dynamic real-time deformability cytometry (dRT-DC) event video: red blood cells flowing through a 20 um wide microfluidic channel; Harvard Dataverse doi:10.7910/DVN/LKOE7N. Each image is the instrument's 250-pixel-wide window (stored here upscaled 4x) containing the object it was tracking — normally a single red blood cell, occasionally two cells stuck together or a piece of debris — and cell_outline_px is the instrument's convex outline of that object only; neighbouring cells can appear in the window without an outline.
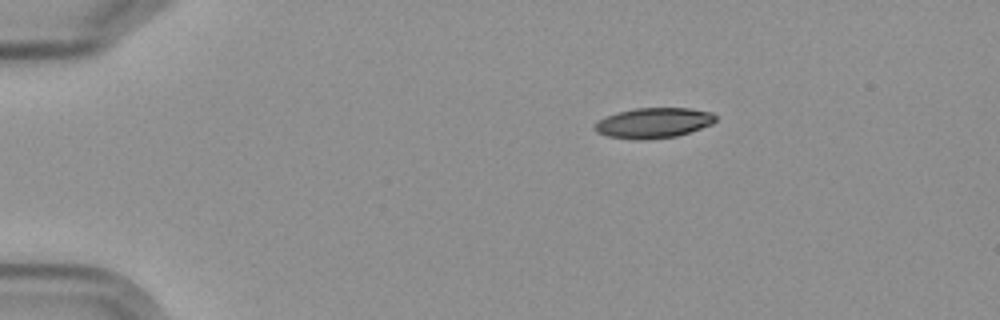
{"species": "Egyptian fruit bat (a non-hibernating species)", "species_latin": "Rousettus aegyptiacus", "temperature_condition": "cold", "stored_images_in_passage": 3, "camera_frame_rate_fps": 3000, "um_per_image_px": 0.085, "frame": {"image": 1, "passage_image": 1, "time_ms": 0.0, "image_size_px": [1000, 320], "cell_outline_px": [[716, 120], [712, 124], [676, 136], [608, 136], [596, 132], [596, 124], [600, 120], [608, 116], [620, 112], [636, 108], [688, 108], [712, 112], [716, 116]], "centroid_in_image_um": [55.65, 10.38], "position_along_channel_um": 29.4, "area_um2": 19.88}}